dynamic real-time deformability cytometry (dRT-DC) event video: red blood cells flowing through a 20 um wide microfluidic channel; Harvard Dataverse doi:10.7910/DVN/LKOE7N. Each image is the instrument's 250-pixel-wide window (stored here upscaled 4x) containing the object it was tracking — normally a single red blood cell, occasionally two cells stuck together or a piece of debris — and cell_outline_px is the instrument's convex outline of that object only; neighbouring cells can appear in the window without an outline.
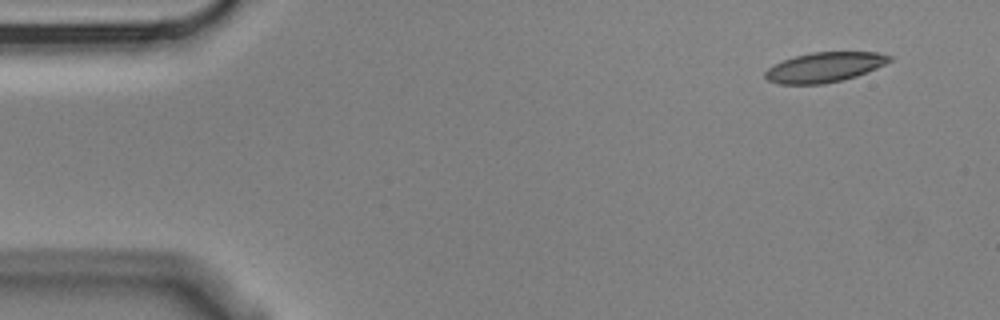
{"species": "Egyptian fruit bat (a non-hibernating species)", "species_latin": "Rousettus aegyptiacus", "temperature_condition": "cold", "stored_images_in_passage": 6, "camera_frame_rate_fps": 3000, "um_per_image_px": 0.085, "animal": {"sex": "male"}, "frame": {"image": 1, "passage_image": 1, "time_ms": 0.0, "image_size_px": [1000, 320], "cell_outline_px": [[892, 60], [876, 68], [856, 76], [824, 84], [780, 84], [768, 80], [764, 76], [764, 72], [768, 68], [784, 60], [796, 56], [812, 52], [876, 52], [892, 56]], "centroid_in_image_um": [70.08, 5.71], "position_along_channel_um": 14.9, "area_um2": 21.39}}
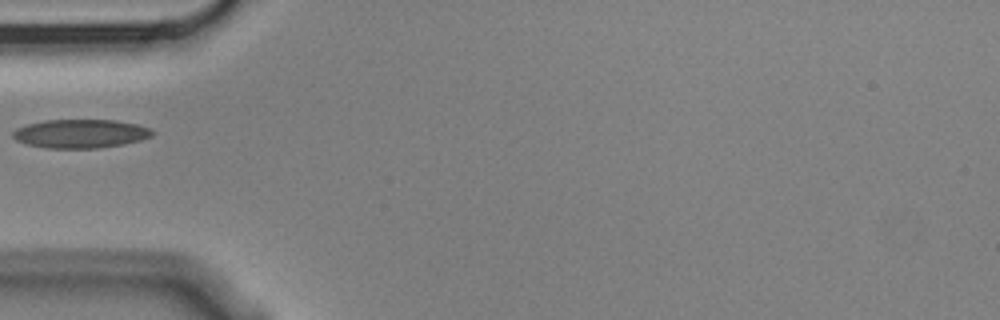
{"frame": {"image": 2, "passage_image": 5, "time_ms": 1.333, "image_size_px": [1000, 320], "cell_outline_px": [[156, 132], [152, 136], [140, 140], [124, 144], [100, 148], [44, 148], [28, 144], [16, 140], [12, 136], [12, 132], [16, 128], [28, 124], [44, 120], [116, 120], [136, 124], [152, 128]], "centroid_in_image_um": [6.87, 11.36], "position_along_channel_um": 78.1, "area_um2": 23.47}}
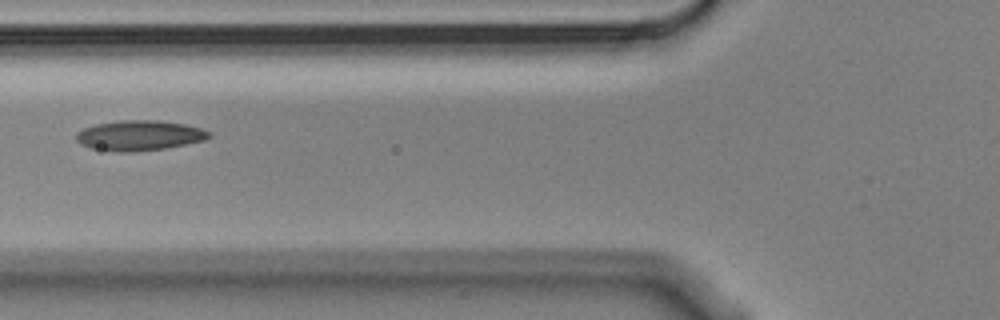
{"frame": {"image": 3, "passage_image": 6, "time_ms": 1.667, "image_size_px": [1000, 320], "cell_outline_px": [[212, 136], [204, 140], [164, 148], [132, 152], [116, 152], [88, 148], [80, 144], [76, 140], [76, 132], [84, 128], [96, 124], [120, 120], [156, 120], [184, 124], [200, 128], [212, 132]], "centroid_in_image_um": [11.81, 11.52], "position_along_channel_um": 114.0, "area_um2": 23.41}}